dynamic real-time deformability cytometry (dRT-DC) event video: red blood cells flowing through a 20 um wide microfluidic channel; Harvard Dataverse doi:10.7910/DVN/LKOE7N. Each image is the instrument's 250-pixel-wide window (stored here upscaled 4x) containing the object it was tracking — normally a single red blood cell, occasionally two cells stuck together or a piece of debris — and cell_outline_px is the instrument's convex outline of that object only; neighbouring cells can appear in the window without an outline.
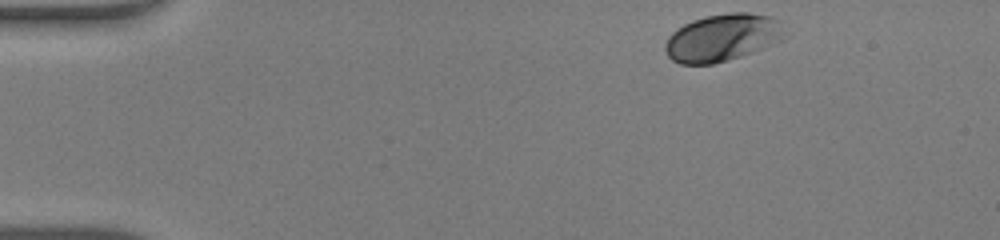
{"species": "human", "species_latin": "Homo sapiens", "temperature_condition": "warm", "stored_images_in_passage": 42, "camera_frame_rate_fps": 3000, "um_per_image_px": 0.085, "donor": {"sex": "male"}, "frame": {"image": 1, "passage_image": 1, "time_ms": 0.0, "image_size_px": [1000, 240], "cell_outline_px": [[788, 36], [772, 44], [752, 52], [728, 60], [712, 64], [680, 64], [672, 60], [668, 56], [664, 48], [664, 44], [668, 36], [672, 32], [684, 24], [692, 20], [704, 16], [732, 12], [748, 12], [772, 16], [780, 20]], "centroid_in_image_um": [61.42, 3.18], "position_along_channel_um": 23.6, "area_um2": 33.29}}
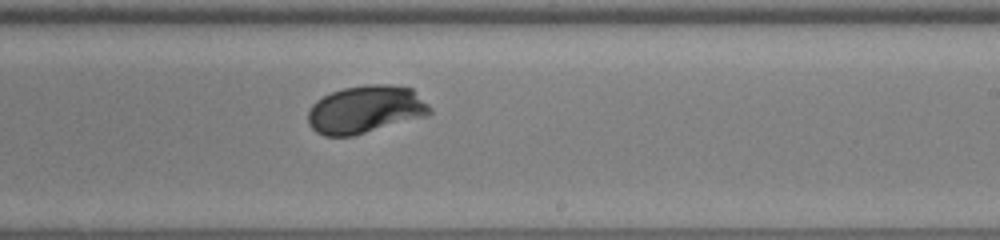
{"frame": {"image": 2, "passage_image": 24, "time_ms": 7.667, "image_size_px": [1000, 240], "cell_outline_px": [[432, 112], [424, 116], [352, 136], [324, 136], [316, 132], [308, 124], [308, 112], [312, 104], [316, 100], [332, 92], [344, 88], [364, 84], [388, 84], [412, 88], [432, 108]], "centroid_in_image_um": [31.05, 9.29], "position_along_channel_um": 258.0, "area_um2": 33.76}}
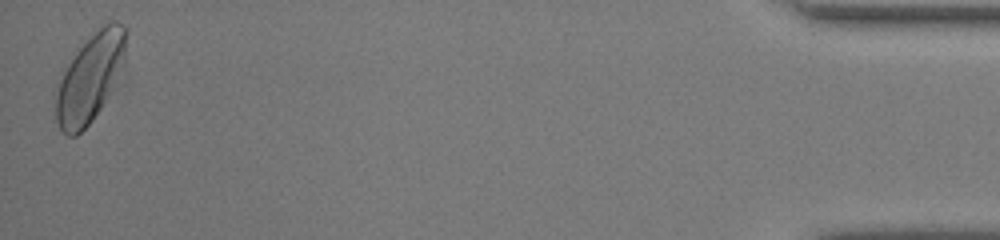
{"frame": {"image": 3, "passage_image": 42, "time_ms": 13.667, "image_size_px": [1000, 240], "cell_outline_px": [[128, 76], [92, 120], [76, 136], [68, 136], [60, 128], [56, 120], [56, 96], [60, 80], [68, 64], [76, 52], [100, 24], [108, 20], [116, 20], [124, 24], [128, 28]], "centroid_in_image_um": [7.86, 6.53], "position_along_channel_um": 427.3, "area_um2": 38.26}, "authors_computed_cell_mechanics": {"area_um2": 32.8882, "velocity_mm_per_s": 4.2897, "shape_relaxation_time_tau1_ms": 1.6833, "shape_relaxation_time_tau2_ms": null, "deformation_change_tau1": 0.1309, "deformation_change_tau2": null}}